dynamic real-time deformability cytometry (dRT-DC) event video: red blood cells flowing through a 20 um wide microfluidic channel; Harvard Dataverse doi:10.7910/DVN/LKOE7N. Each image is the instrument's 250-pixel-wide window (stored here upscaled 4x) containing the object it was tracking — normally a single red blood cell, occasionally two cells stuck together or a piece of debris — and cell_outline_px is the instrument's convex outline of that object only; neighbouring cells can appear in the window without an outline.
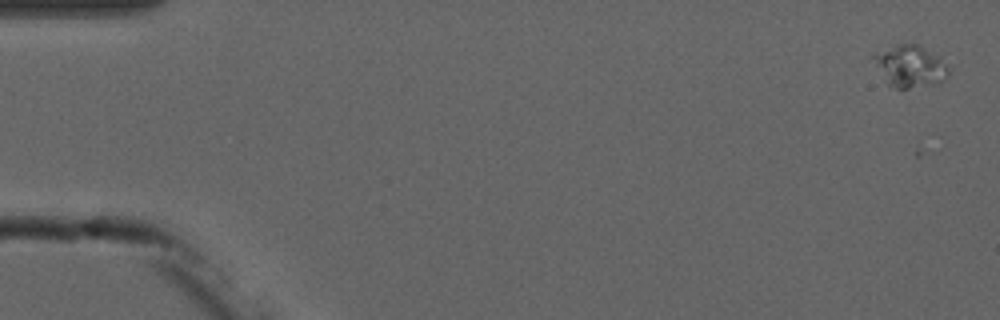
{"species": "common noctule bat (a hibernating species)", "species_latin": "Nyctalus noctula", "temperature_condition": "cold", "stored_images_in_passage": 4, "camera_frame_rate_fps": 3000, "um_per_image_px": 0.085, "animal": {"sex": "male", "forearm_length_mm": 52.5}, "frame": {"image": 1, "passage_image": 1, "time_ms": 0.0, "image_size_px": [1000, 320], "cell_outline_px": [[948, 76], [944, 80], [932, 84], [908, 88], [896, 88], [888, 84], [876, 64], [872, 56], [892, 44], [920, 44], [940, 56], [948, 64]], "centroid_in_image_um": [77.41, 5.59], "position_along_channel_um": 7.6, "area_um2": 18.21}}